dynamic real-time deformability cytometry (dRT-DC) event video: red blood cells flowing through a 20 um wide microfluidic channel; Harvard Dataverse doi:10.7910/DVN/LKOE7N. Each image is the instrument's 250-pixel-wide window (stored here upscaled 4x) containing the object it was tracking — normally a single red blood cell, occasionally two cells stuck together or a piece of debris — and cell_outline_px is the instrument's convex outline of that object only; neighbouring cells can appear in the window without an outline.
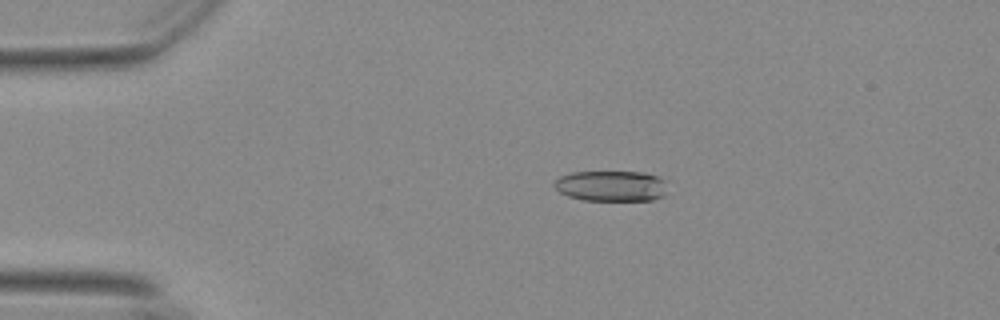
{"species": "Egyptian fruit bat (a non-hibernating species)", "species_latin": "Rousettus aegyptiacus", "temperature_condition": "warm", "stored_images_in_passage": 56, "camera_frame_rate_fps": 3000, "um_per_image_px": 0.085, "animal": {"sex": "female"}, "frame": {"image": 1, "passage_image": 12, "time_ms": 3.667, "image_size_px": [1000, 320], "cell_outline_px": [[664, 196], [652, 200], [584, 200], [568, 196], [560, 192], [552, 184], [560, 176], [572, 172], [644, 172], [656, 176], [664, 180]], "centroid_in_image_um": [51.92, 15.8], "position_along_channel_um": 33.1, "area_um2": 20.06}}
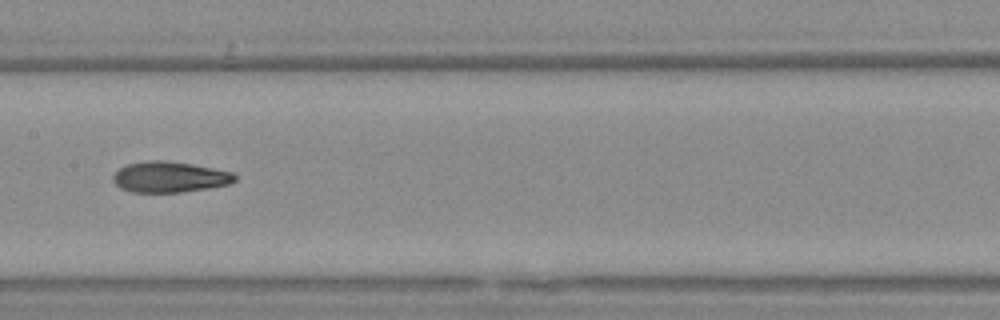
{"frame": {"image": 2, "passage_image": 29, "time_ms": 9.333, "image_size_px": [1000, 320], "cell_outline_px": [[236, 180], [228, 184], [208, 188], [180, 192], [132, 192], [120, 188], [112, 180], [112, 176], [120, 168], [128, 164], [152, 160], [160, 160], [192, 164], [232, 172], [236, 176]], "centroid_in_image_um": [14.4, 15.05], "position_along_channel_um": 193.0, "area_um2": 21.62}}
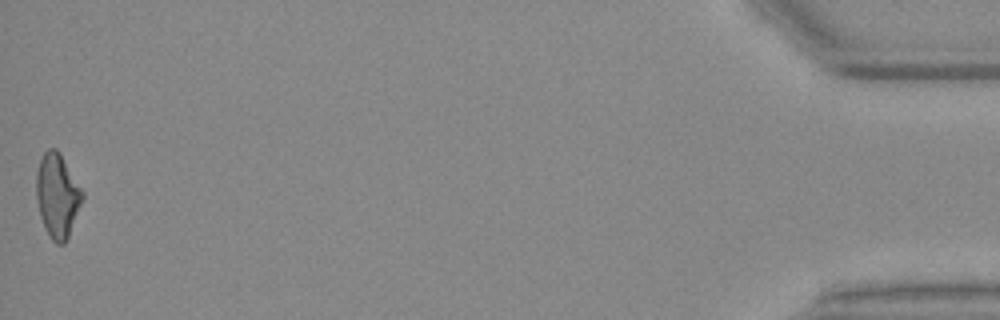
{"frame": {"image": 3, "passage_image": 56, "time_ms": 18.333, "image_size_px": [1000, 320], "cell_outline_px": [[84, 196], [68, 236], [64, 244], [56, 244], [52, 240], [44, 228], [40, 216], [36, 196], [36, 172], [40, 160], [44, 152], [48, 148], [56, 148], [60, 152], [84, 192]], "centroid_in_image_um": [4.87, 16.6], "position_along_channel_um": 430.3, "area_um2": 22.54}, "authors_computed_cell_mechanics": {"area_um2": 21.8484, "velocity_mm_per_s": 3.708, "shape_relaxation_time_tau1_ms": null, "shape_relaxation_time_tau2_ms": 3.6318, "deformation_change_tau1": null, "deformation_change_tau2": 0.1252}}